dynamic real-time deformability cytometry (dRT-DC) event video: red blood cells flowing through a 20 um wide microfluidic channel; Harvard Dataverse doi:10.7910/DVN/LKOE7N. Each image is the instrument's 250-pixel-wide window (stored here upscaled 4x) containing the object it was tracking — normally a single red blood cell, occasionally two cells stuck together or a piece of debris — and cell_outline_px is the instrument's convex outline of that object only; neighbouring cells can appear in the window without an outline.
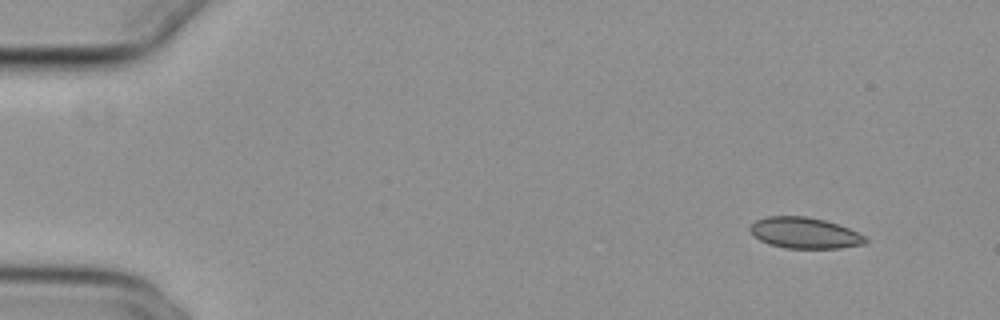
{"species": "common noctule bat (a hibernating species)", "species_latin": "Nyctalus noctula", "temperature_condition": "cold", "stored_images_in_passage": 50, "camera_frame_rate_fps": 3000, "um_per_image_px": 0.085, "animal": {"sex": "female", "body_mass_g": 29.2, "forearm_length_mm": 56.3}, "frame": {"image": 1, "passage_image": 1, "time_ms": 0.0, "image_size_px": [1000, 320], "cell_outline_px": [[868, 240], [864, 244], [840, 248], [784, 248], [768, 244], [760, 240], [748, 228], [756, 220], [764, 216], [804, 216], [824, 220], [848, 228], [864, 236]], "centroid_in_image_um": [68.37, 19.8], "position_along_channel_um": 16.6, "area_um2": 20.69}}
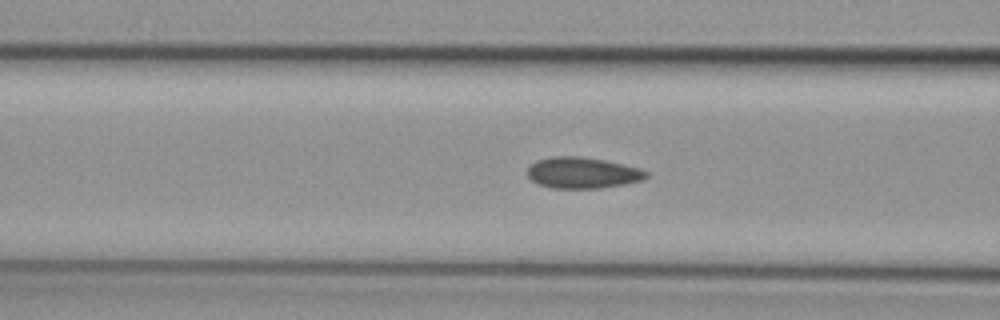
{"frame": {"image": 2, "passage_image": 18, "time_ms": 5.667, "image_size_px": [1000, 320], "cell_outline_px": [[648, 176], [644, 180], [624, 184], [600, 188], [552, 188], [540, 184], [532, 180], [528, 176], [528, 168], [536, 160], [552, 156], [580, 156], [604, 160], [640, 168], [648, 172]], "centroid_in_image_um": [49.53, 14.68], "position_along_channel_um": 117.1, "area_um2": 21.5}}
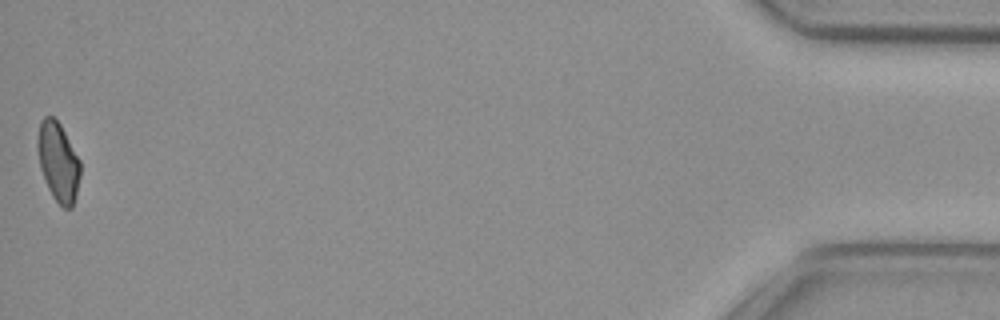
{"frame": {"image": 3, "passage_image": 50, "time_ms": 16.333, "image_size_px": [1000, 320], "cell_outline_px": [[80, 176], [76, 196], [72, 208], [64, 208], [52, 196], [48, 188], [40, 168], [36, 144], [36, 140], [40, 120], [44, 116], [52, 116], [60, 124], [80, 160]], "centroid_in_image_um": [4.93, 13.74], "position_along_channel_um": 430.3, "area_um2": 19.77}, "authors_computed_cell_mechanics": {"area_um2": 21.097, "velocity_mm_per_s": 3.8431, "shape_relaxation_time_tau1_ms": 8.0947, "shape_relaxation_time_tau2_ms": 1.9751, "deformation_change_tau1": 0.1234, "deformation_change_tau2": 0.0665}}